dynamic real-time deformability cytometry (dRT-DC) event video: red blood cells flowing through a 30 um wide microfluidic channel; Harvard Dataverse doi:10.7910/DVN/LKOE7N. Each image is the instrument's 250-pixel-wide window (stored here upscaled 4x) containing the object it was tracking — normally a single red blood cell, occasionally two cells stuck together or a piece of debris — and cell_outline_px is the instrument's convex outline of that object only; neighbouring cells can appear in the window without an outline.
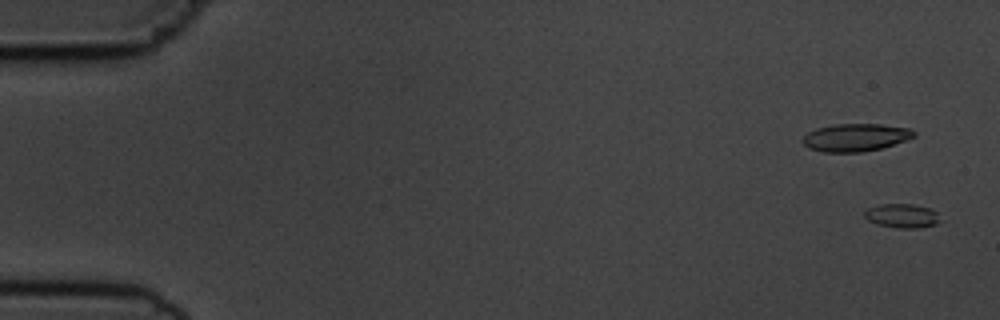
{"species": "common noctule bat (a hibernating species)", "species_latin": "Nyctalus noctula", "temperature_condition": "cold", "stored_images_in_passage": 11, "camera_frame_rate_fps": 3000, "um_per_image_px": 0.085, "animal": {"sex": "male", "body_mass_g": 19.5, "forearm_length_mm": 54.6}, "frame": {"image": 1, "passage_image": 1, "time_ms": 0.0, "image_size_px": [1000, 320], "cell_outline_px": [[940, 220], [936, 224], [920, 228], [900, 228], [880, 224], [868, 220], [864, 216], [864, 212], [868, 208], [880, 204], [912, 204], [932, 208], [936, 212]], "centroid_in_image_um": [76.7, 18.33], "position_along_channel_um": 8.3, "area_um2": 10.52}}
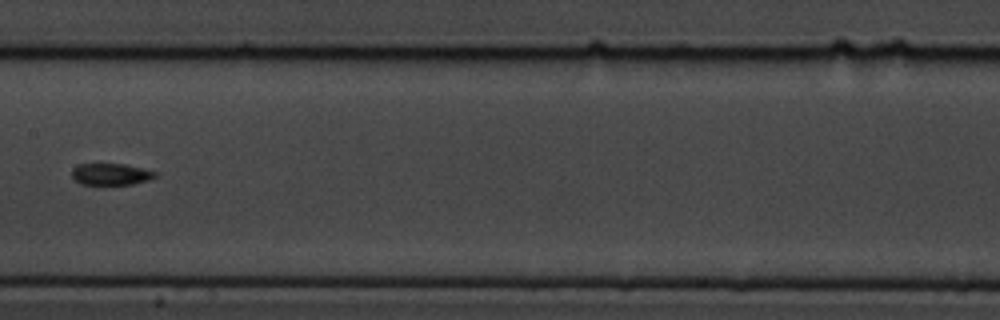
{"frame": {"image": 2, "passage_image": 8, "time_ms": 9.0, "image_size_px": [1000, 320], "cell_outline_px": [[156, 176], [148, 180], [132, 184], [80, 184], [72, 176], [72, 168], [80, 164], [124, 164], [156, 172]], "centroid_in_image_um": [9.4, 14.8], "position_along_channel_um": 198.0, "area_um2": 10.29}}
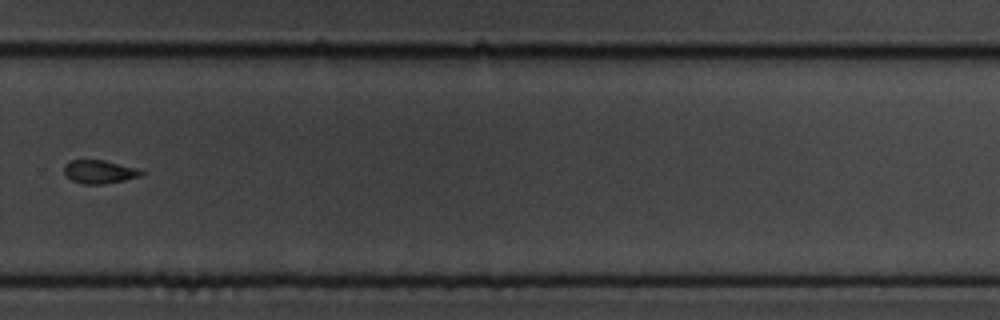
{"frame": {"image": 3, "passage_image": 11, "time_ms": 12.333, "image_size_px": [1000, 320], "cell_outline_px": [[144, 172], [140, 176], [124, 180], [100, 184], [84, 184], [72, 180], [64, 172], [64, 164], [68, 160], [104, 160], [136, 168]], "centroid_in_image_um": [8.41, 14.59], "position_along_channel_um": 321.4, "area_um2": 10.35}}